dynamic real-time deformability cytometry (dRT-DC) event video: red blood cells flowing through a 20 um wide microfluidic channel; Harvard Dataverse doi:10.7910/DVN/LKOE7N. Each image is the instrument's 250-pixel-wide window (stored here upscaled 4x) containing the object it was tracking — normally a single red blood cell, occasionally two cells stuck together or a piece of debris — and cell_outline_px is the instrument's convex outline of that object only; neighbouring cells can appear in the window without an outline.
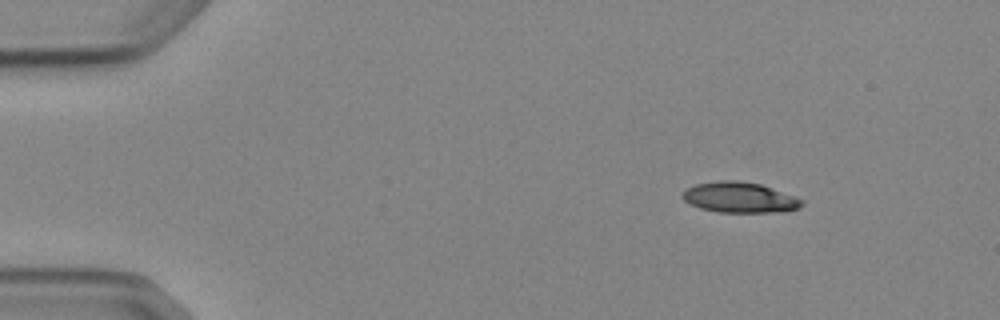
{"species": "Egyptian fruit bat (a non-hibernating species)", "species_latin": "Rousettus aegyptiacus", "temperature_condition": "cold", "stored_images_in_passage": 5, "camera_frame_rate_fps": 3000, "um_per_image_px": 0.085, "animal": {"sex": "female"}, "frame": {"image": 1, "passage_image": 1, "time_ms": 0.0, "image_size_px": [1000, 320], "cell_outline_px": [[804, 204], [800, 208], [772, 212], [720, 212], [700, 208], [684, 200], [680, 196], [688, 188], [696, 184], [720, 180], [736, 180], [760, 184], [804, 200]], "centroid_in_image_um": [62.86, 16.78], "position_along_channel_um": 22.1, "area_um2": 20.92}}
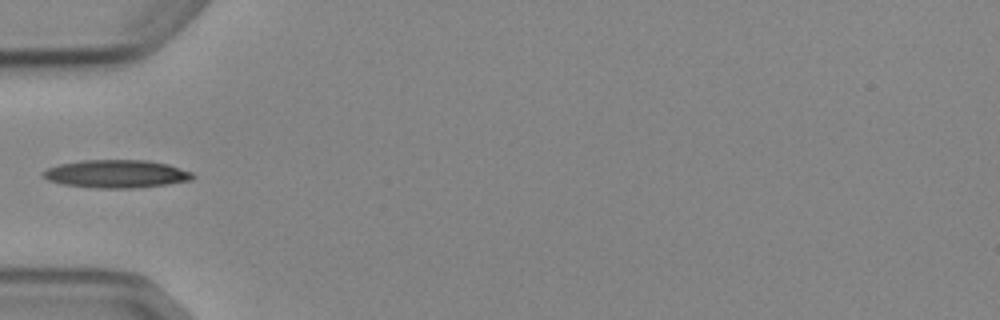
{"frame": {"image": 2, "passage_image": 4, "time_ms": 3.667, "image_size_px": [1000, 320], "cell_outline_px": [[196, 176], [192, 180], [168, 184], [136, 188], [96, 188], [64, 184], [48, 180], [40, 172], [48, 168], [60, 164], [80, 160], [148, 160], [168, 164], [192, 172]], "centroid_in_image_um": [9.92, 14.78], "position_along_channel_um": 75.1, "area_um2": 24.45}}
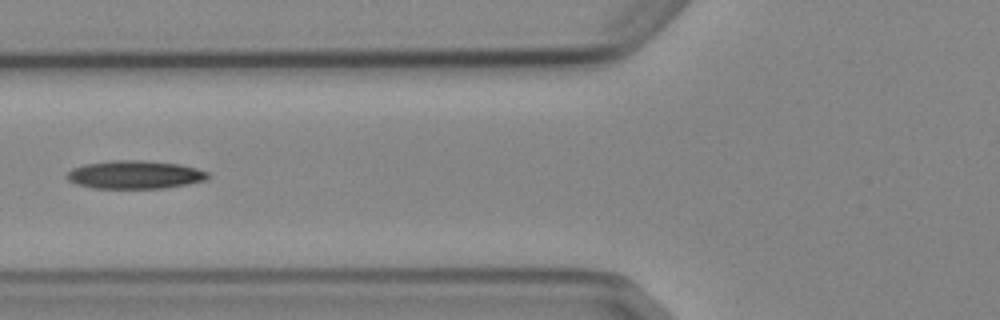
{"frame": {"image": 3, "passage_image": 5, "time_ms": 4.667, "image_size_px": [1000, 320], "cell_outline_px": [[208, 180], [188, 184], [164, 188], [92, 188], [76, 184], [68, 180], [64, 176], [72, 168], [84, 164], [112, 160], [140, 160], [180, 164], [196, 168], [208, 172]], "centroid_in_image_um": [11.45, 14.85], "position_along_channel_um": 114.4, "area_um2": 23.29}}